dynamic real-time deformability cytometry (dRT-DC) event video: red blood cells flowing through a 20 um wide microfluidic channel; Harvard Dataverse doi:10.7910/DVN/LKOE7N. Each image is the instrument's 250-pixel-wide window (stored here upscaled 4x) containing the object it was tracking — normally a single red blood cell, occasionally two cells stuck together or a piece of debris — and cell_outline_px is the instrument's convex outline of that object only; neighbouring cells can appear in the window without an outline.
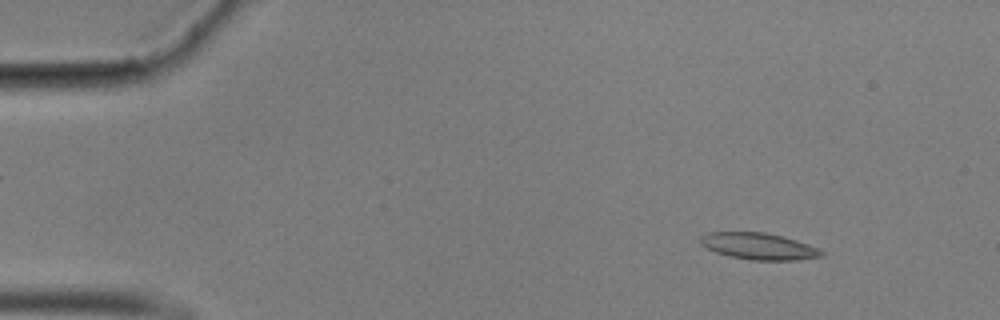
{"species": "common noctule bat (a hibernating species)", "species_latin": "Nyctalus noctula", "temperature_condition": "cold", "stored_images_in_passage": 16, "camera_frame_rate_fps": 3000, "um_per_image_px": 0.085, "animal": {"sex": "male", "body_mass_g": 17.9}, "frame": {"image": 1, "passage_image": 6, "time_ms": 1.667, "image_size_px": [1000, 320], "cell_outline_px": [[824, 256], [800, 260], [748, 260], [716, 252], [700, 244], [700, 236], [708, 232], [764, 232], [796, 240], [808, 244], [824, 252]], "centroid_in_image_um": [64.49, 20.93], "position_along_channel_um": 20.5, "area_um2": 18.67}}